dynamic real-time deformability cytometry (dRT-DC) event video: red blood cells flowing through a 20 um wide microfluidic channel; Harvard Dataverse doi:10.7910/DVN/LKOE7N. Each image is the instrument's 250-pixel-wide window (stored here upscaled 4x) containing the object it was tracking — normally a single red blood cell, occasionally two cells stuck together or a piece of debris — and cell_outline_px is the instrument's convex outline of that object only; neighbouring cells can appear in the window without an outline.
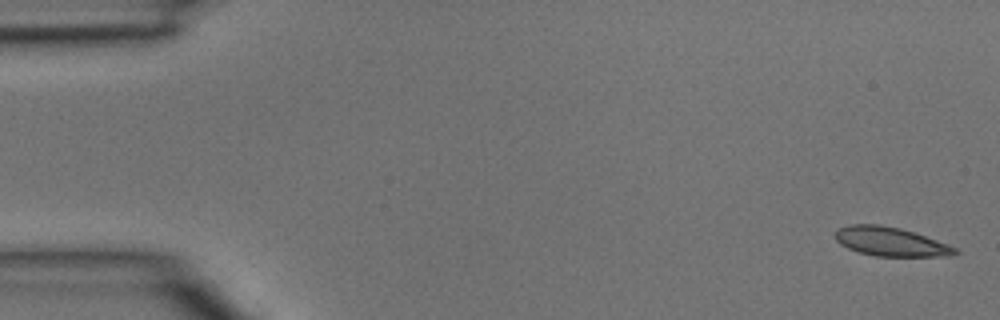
{"species": "common noctule bat (a hibernating species)", "species_latin": "Nyctalus noctula", "temperature_condition": "room temperature", "stored_images_in_passage": 5, "segment_of_instrument_passage": [1, 2], "camera_frame_rate_fps": 3000, "um_per_image_px": 0.085, "animal": {"sex": "male", "body_mass_g": 15.6}, "frame": {"image": 1, "passage_image": 1, "time_ms": 0.0, "image_size_px": [1000, 320], "cell_outline_px": [[960, 252], [948, 256], [876, 256], [860, 252], [848, 248], [840, 244], [836, 240], [836, 228], [848, 224], [880, 224], [900, 228], [936, 240], [956, 248]], "centroid_in_image_um": [75.65, 20.53], "position_along_channel_um": 9.3, "area_um2": 20.06}}
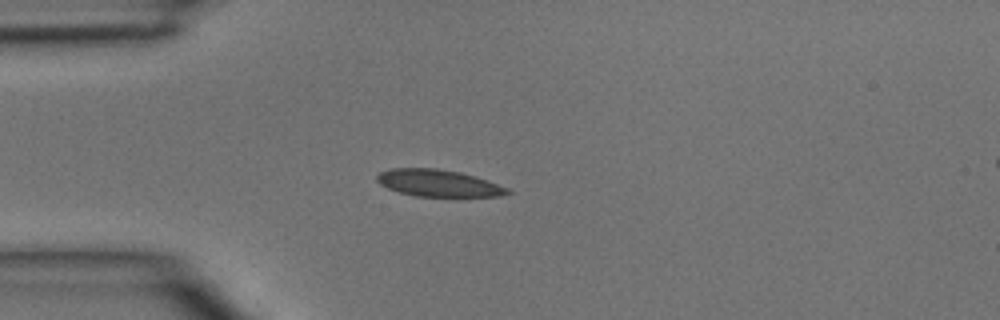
{"frame": {"image": 2, "passage_image": 4, "time_ms": 1.0, "image_size_px": [1000, 320], "cell_outline_px": [[512, 192], [500, 196], [416, 196], [400, 192], [388, 188], [380, 184], [376, 180], [376, 176], [380, 172], [388, 168], [436, 168], [460, 172], [476, 176], [488, 180], [508, 188]], "centroid_in_image_um": [37.25, 15.55], "position_along_channel_um": 47.7, "area_um2": 20.46}}